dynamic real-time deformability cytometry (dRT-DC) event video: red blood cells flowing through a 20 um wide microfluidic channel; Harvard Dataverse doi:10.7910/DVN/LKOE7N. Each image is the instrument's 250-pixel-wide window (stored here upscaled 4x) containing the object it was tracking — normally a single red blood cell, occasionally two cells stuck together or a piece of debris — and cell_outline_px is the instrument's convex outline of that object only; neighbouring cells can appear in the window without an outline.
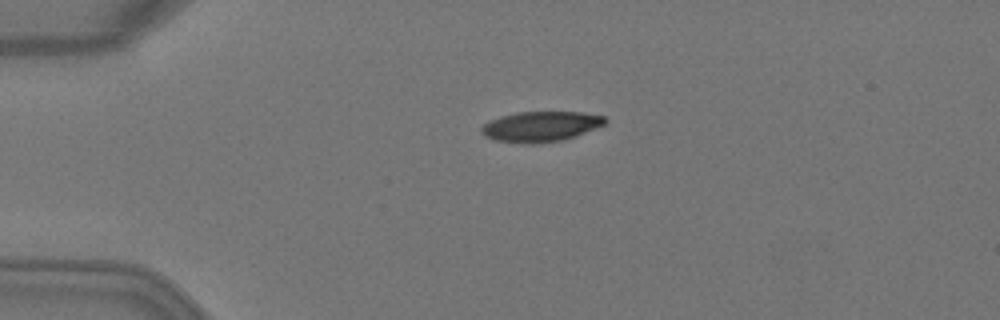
{"species": "Egyptian fruit bat (a non-hibernating species)", "species_latin": "Rousettus aegyptiacus", "temperature_condition": "warm", "stored_images_in_passage": 2, "camera_frame_rate_fps": 3000, "um_per_image_px": 0.085, "animal": {"sex": "female"}, "frame": {"image": 1, "passage_image": 1, "time_ms": 0.0, "image_size_px": [1000, 320], "cell_outline_px": [[608, 120], [604, 124], [584, 132], [560, 140], [536, 144], [528, 144], [496, 140], [484, 136], [480, 132], [480, 128], [488, 120], [500, 116], [516, 112], [580, 112], [604, 116]], "centroid_in_image_um": [45.89, 10.74], "position_along_channel_um": 39.1, "area_um2": 21.68}}